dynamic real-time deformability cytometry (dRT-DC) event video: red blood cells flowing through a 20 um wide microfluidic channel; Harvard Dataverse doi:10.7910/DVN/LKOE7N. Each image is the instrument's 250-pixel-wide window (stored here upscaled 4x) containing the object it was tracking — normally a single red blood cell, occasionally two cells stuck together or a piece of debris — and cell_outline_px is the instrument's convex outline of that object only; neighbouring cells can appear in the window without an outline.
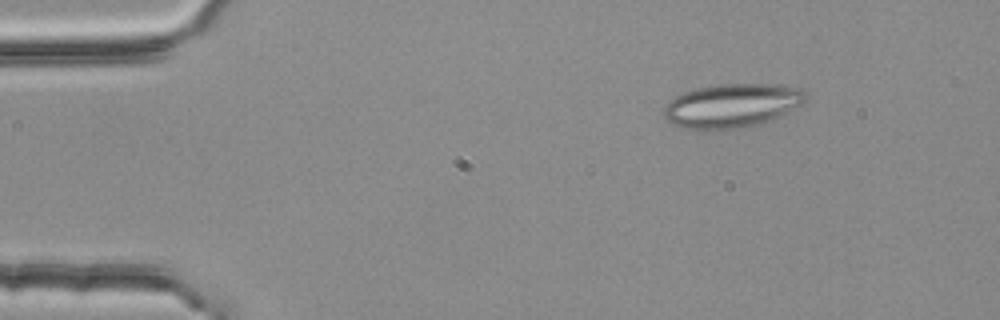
{"species": "common noctule bat (a hibernating species)", "species_latin": "Nyctalus noctula", "temperature_condition": "room temperature", "stored_images_in_passage": 4, "camera_frame_rate_fps": 3000, "um_per_image_px": 0.085, "animal": {"sex": "female", "body_mass_g": 25.1}, "frame": {"image": 1, "passage_image": 2, "time_ms": 0.333, "image_size_px": [1000, 320], "cell_outline_px": [[804, 100], [800, 104], [772, 120], [764, 124], [736, 128], [684, 128], [672, 124], [664, 116], [664, 108], [676, 96], [684, 92], [696, 88], [720, 84], [776, 84], [800, 88], [804, 92]], "centroid_in_image_um": [62.22, 8.96], "position_along_channel_um": 22.8, "area_um2": 35.6}}